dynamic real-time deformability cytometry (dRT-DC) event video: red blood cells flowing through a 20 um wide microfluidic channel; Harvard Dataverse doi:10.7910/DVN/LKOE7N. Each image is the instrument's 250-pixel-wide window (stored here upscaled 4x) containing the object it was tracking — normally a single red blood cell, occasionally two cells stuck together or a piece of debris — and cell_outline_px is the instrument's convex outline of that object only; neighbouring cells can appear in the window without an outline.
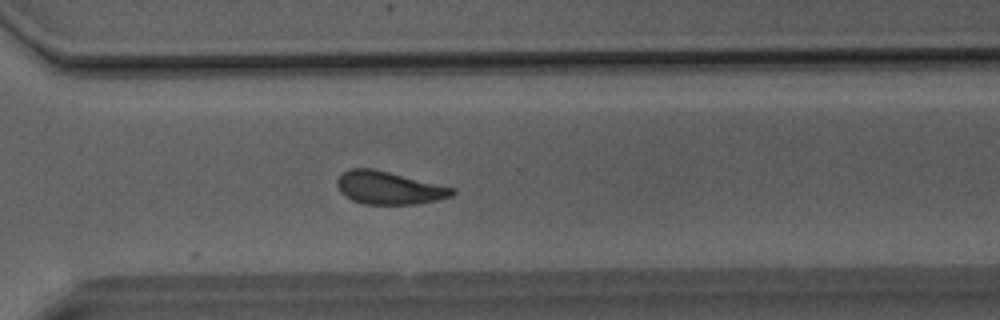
{"species": "Egyptian fruit bat (a non-hibernating species)", "species_latin": "Rousettus aegyptiacus", "temperature_condition": "room temperature", "stored_images_in_passage": 51, "camera_frame_rate_fps": 3000, "um_per_image_px": 0.085, "animal": {"sex": "male"}, "frame": {"image": 1, "passage_image": 37, "time_ms": 12.0, "image_size_px": [1000, 320], "cell_outline_px": [[456, 192], [452, 196], [436, 200], [416, 204], [364, 204], [352, 200], [344, 196], [340, 192], [336, 184], [336, 180], [344, 172], [352, 168], [372, 168], [456, 188]], "centroid_in_image_um": [33.06, 15.97], "position_along_channel_um": 337.5, "area_um2": 22.02}}
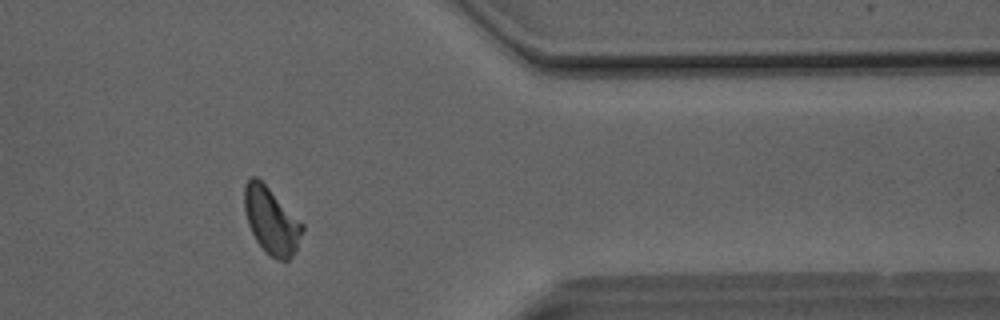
{"frame": {"image": 2, "passage_image": 42, "time_ms": 13.667, "image_size_px": [1000, 320], "cell_outline_px": [[304, 228], [296, 248], [292, 256], [288, 260], [276, 260], [256, 240], [248, 224], [244, 208], [244, 184], [252, 176], [256, 176], [304, 224]], "centroid_in_image_um": [23.05, 18.74], "position_along_channel_um": 388.3, "area_um2": 21.96}}
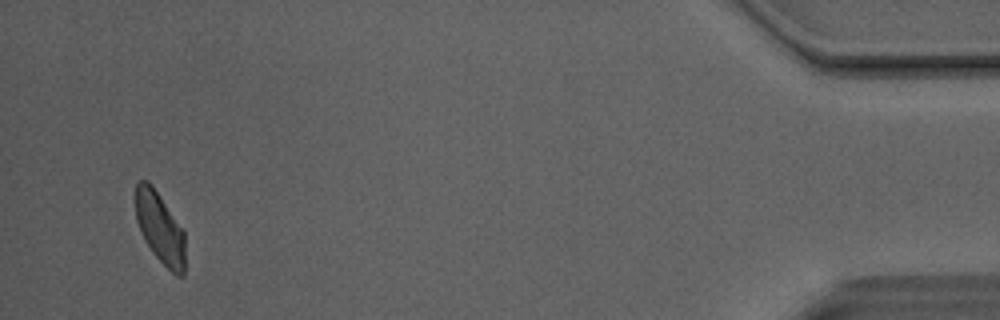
{"frame": {"image": 3, "passage_image": 49, "time_ms": 16.0, "image_size_px": [1000, 320], "cell_outline_px": [[184, 276], [176, 276], [156, 256], [148, 244], [136, 220], [136, 180], [148, 180], [152, 184], [184, 232]], "centroid_in_image_um": [13.59, 19.34], "position_along_channel_um": 421.6, "area_um2": 20.0}, "authors_computed_cell_mechanics": {"area_um2": 22.7154, "velocity_mm_per_s": 4.0898, "shape_relaxation_time_tau1_ms": 6.2072, "shape_relaxation_time_tau2_ms": 1.9299, "deformation_change_tau1": 0.1467, "deformation_change_tau2": 0.0755}}